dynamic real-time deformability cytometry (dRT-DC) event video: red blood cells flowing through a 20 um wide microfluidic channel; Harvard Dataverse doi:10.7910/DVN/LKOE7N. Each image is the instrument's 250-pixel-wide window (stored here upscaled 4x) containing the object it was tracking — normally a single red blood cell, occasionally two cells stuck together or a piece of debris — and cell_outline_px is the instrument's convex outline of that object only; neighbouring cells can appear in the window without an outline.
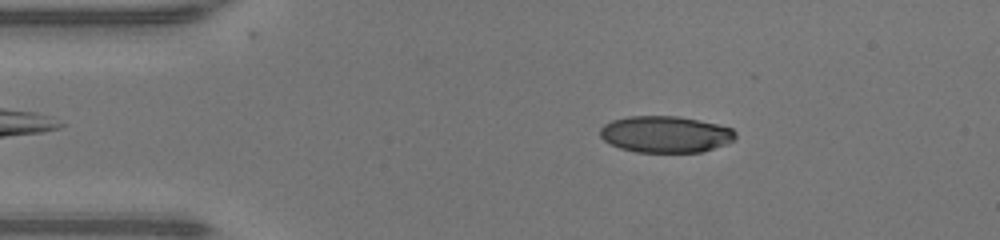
{"species": "human", "species_latin": "Homo sapiens", "temperature_condition": "warm", "stored_images_in_passage": 46, "camera_frame_rate_fps": 3000, "um_per_image_px": 0.085, "donor": {"sex": "male"}, "frame": {"image": 1, "passage_image": 7, "time_ms": 2.0, "image_size_px": [1000, 240], "cell_outline_px": [[736, 136], [732, 140], [724, 144], [700, 152], [636, 152], [620, 148], [604, 140], [600, 136], [600, 128], [604, 124], [612, 120], [628, 116], [676, 116], [716, 124], [732, 128], [736, 132]], "centroid_in_image_um": [56.53, 11.41], "position_along_channel_um": 28.5, "area_um2": 28.55}}
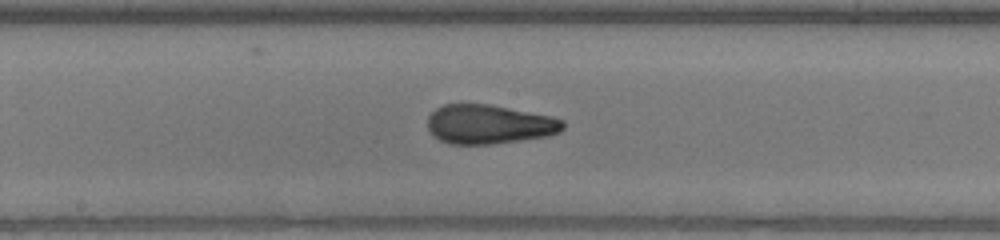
{"frame": {"image": 2, "passage_image": 23, "time_ms": 7.333, "image_size_px": [1000, 240], "cell_outline_px": [[564, 128], [560, 132], [548, 136], [492, 144], [448, 144], [440, 140], [428, 128], [428, 116], [436, 108], [444, 104], [488, 104], [552, 116], [564, 120]], "centroid_in_image_um": [41.59, 10.56], "position_along_channel_um": 206.6, "area_um2": 30.87}}
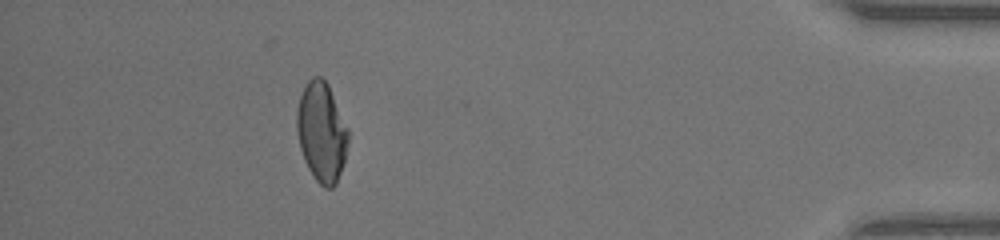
{"frame": {"image": 3, "passage_image": 41, "time_ms": 13.333, "image_size_px": [1000, 240], "cell_outline_px": [[348, 144], [344, 160], [336, 184], [332, 188], [324, 188], [316, 180], [308, 168], [304, 160], [300, 148], [296, 132], [296, 112], [300, 96], [308, 80], [312, 76], [320, 76], [328, 84], [348, 128]], "centroid_in_image_um": [27.32, 11.22], "position_along_channel_um": 407.9, "area_um2": 29.82}, "authors_computed_cell_mechanics": {"area_um2": 30.1427, "velocity_mm_per_s": 4.3787, "shape_relaxation_time_tau1_ms": 5.0881, "shape_relaxation_time_tau2_ms": 1.0825, "deformation_change_tau1": 0.2216, "deformation_change_tau2": 0.0717}}